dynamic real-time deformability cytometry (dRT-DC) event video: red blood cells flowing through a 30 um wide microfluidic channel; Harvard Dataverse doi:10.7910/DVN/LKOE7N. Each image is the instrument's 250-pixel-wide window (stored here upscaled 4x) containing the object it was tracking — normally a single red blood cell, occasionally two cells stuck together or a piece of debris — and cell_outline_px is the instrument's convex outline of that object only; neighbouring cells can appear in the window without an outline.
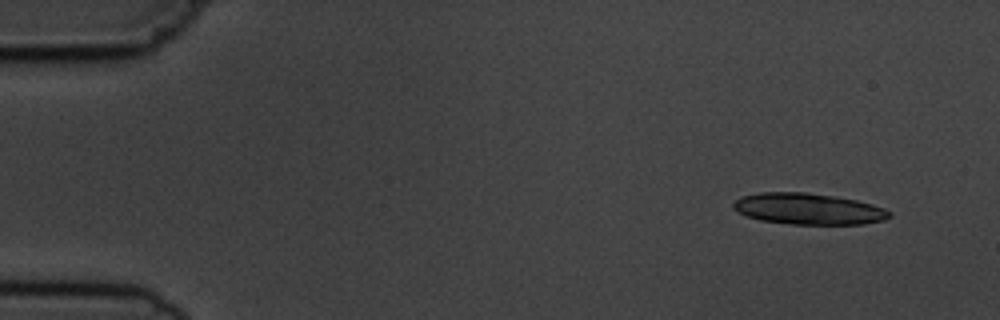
{"species": "common noctule bat (a hibernating species)", "species_latin": "Nyctalus noctula", "temperature_condition": "cold", "stored_images_in_passage": 8, "camera_frame_rate_fps": 3000, "um_per_image_px": 0.085, "animal": {"sex": "male", "body_mass_g": 19.5, "forearm_length_mm": 54.6}, "frame": {"image": 1, "passage_image": 1, "time_ms": 0.0, "image_size_px": [1000, 320], "cell_outline_px": [[892, 216], [884, 220], [864, 224], [792, 224], [760, 220], [744, 216], [732, 208], [732, 204], [736, 200], [744, 196], [760, 192], [804, 192], [832, 196], [856, 200], [872, 204], [884, 208], [892, 212]], "centroid_in_image_um": [68.71, 17.76], "position_along_channel_um": 16.3, "area_um2": 28.44}}
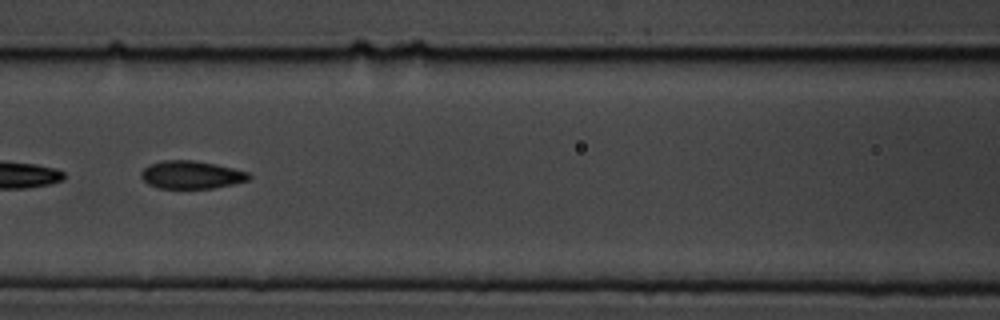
{"frame": {"image": 2, "passage_image": 6, "time_ms": 6.667, "image_size_px": [1000, 320], "cell_outline_px": [[252, 176], [248, 180], [232, 184], [212, 188], [160, 188], [148, 184], [140, 176], [140, 172], [148, 164], [164, 160], [192, 160], [216, 164], [248, 172]], "centroid_in_image_um": [16.24, 14.85], "position_along_channel_um": 150.4, "area_um2": 17.46}}
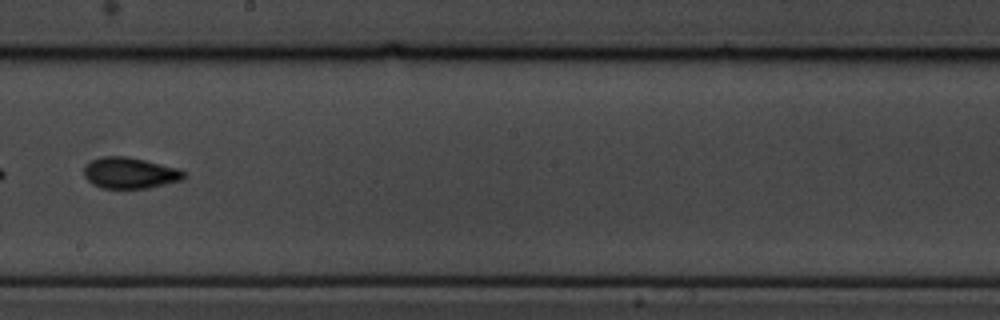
{"frame": {"image": 3, "passage_image": 8, "time_ms": 9.0, "image_size_px": [1000, 320], "cell_outline_px": [[188, 176], [184, 180], [148, 188], [100, 188], [92, 184], [84, 176], [84, 168], [92, 160], [104, 156], [124, 156], [144, 160], [180, 168]], "centroid_in_image_um": [11.09, 14.71], "position_along_channel_um": 237.1, "area_um2": 18.21}}